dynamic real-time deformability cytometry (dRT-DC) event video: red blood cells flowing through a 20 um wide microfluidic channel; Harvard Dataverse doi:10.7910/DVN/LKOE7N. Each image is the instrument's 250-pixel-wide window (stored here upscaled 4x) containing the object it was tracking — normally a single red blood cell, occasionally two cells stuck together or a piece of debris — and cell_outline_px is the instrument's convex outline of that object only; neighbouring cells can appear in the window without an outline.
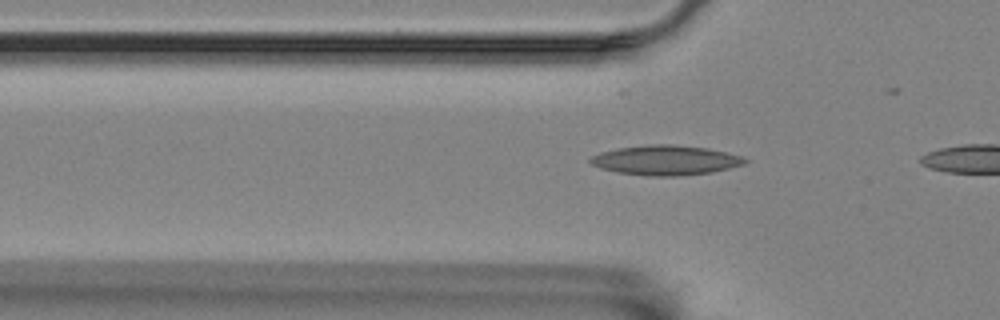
{"species": "Egyptian fruit bat (a non-hibernating species)", "species_latin": "Rousettus aegyptiacus", "temperature_condition": "room temperature", "stored_images_in_passage": 12, "camera_frame_rate_fps": 3000, "um_per_image_px": 0.085, "animal": {"sex": "female"}, "frame": {"image": 1, "passage_image": 9, "time_ms": 2.667, "image_size_px": [1000, 320], "cell_outline_px": [[752, 160], [744, 164], [712, 172], [676, 176], [648, 176], [616, 172], [600, 168], [592, 164], [588, 160], [592, 156], [600, 152], [616, 148], [648, 144], [672, 144], [708, 148], [744, 156]], "centroid_in_image_um": [56.6, 13.61], "position_along_channel_um": 69.2, "area_um2": 27.05}}